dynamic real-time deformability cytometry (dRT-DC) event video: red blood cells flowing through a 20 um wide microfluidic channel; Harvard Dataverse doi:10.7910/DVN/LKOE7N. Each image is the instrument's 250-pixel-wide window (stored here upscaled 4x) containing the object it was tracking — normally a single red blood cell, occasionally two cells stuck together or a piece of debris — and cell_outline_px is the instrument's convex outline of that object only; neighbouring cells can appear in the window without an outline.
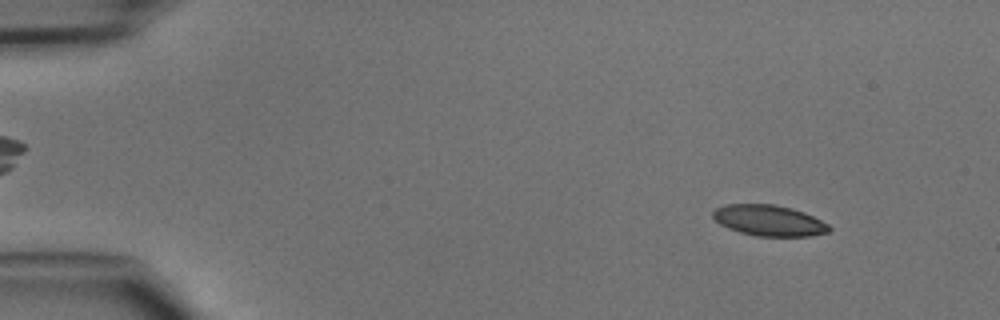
{"species": "common noctule bat (a hibernating species)", "species_latin": "Nyctalus noctula", "temperature_condition": "cold", "stored_images_in_passage": 46, "camera_frame_rate_fps": 3000, "um_per_image_px": 0.085, "animal": {"sex": "male", "body_mass_g": 15.6}, "frame": {"image": 1, "passage_image": 4, "time_ms": 1.0, "image_size_px": [1000, 320], "cell_outline_px": [[832, 228], [828, 232], [812, 236], [760, 236], [740, 232], [728, 228], [720, 224], [712, 216], [712, 212], [716, 208], [728, 204], [776, 204], [792, 208], [804, 212], [828, 224]], "centroid_in_image_um": [65.37, 18.74], "position_along_channel_um": 19.6, "area_um2": 20.87}}
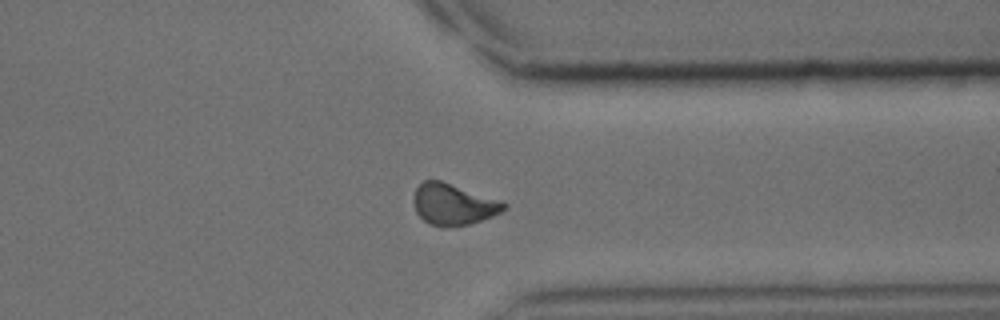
{"frame": {"image": 2, "passage_image": 36, "time_ms": 11.667, "image_size_px": [1000, 320], "cell_outline_px": [[508, 204], [500, 212], [492, 216], [468, 224], [444, 228], [428, 224], [416, 212], [412, 200], [412, 196], [416, 188], [424, 180], [440, 180]], "centroid_in_image_um": [38.44, 17.38], "position_along_channel_um": 373.0, "area_um2": 21.39}}
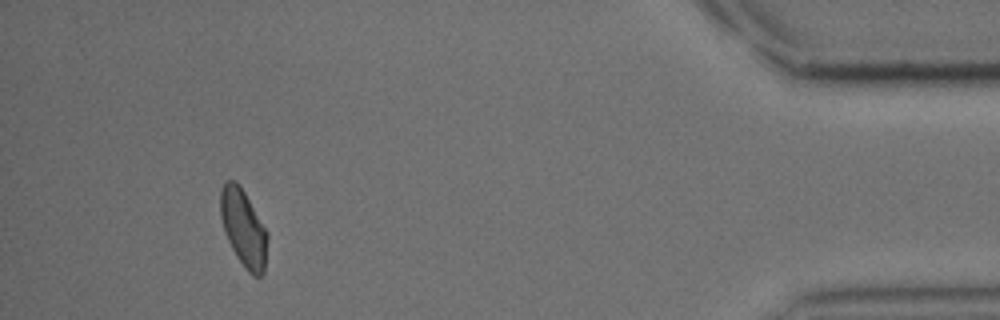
{"frame": {"image": 3, "passage_image": 43, "time_ms": 14.0, "image_size_px": [1000, 320], "cell_outline_px": [[268, 236], [264, 272], [260, 276], [252, 276], [244, 268], [236, 256], [224, 232], [220, 216], [220, 192], [224, 184], [228, 180], [232, 180], [244, 192], [268, 232]], "centroid_in_image_um": [20.7, 19.44], "position_along_channel_um": 414.5, "area_um2": 20.92}}